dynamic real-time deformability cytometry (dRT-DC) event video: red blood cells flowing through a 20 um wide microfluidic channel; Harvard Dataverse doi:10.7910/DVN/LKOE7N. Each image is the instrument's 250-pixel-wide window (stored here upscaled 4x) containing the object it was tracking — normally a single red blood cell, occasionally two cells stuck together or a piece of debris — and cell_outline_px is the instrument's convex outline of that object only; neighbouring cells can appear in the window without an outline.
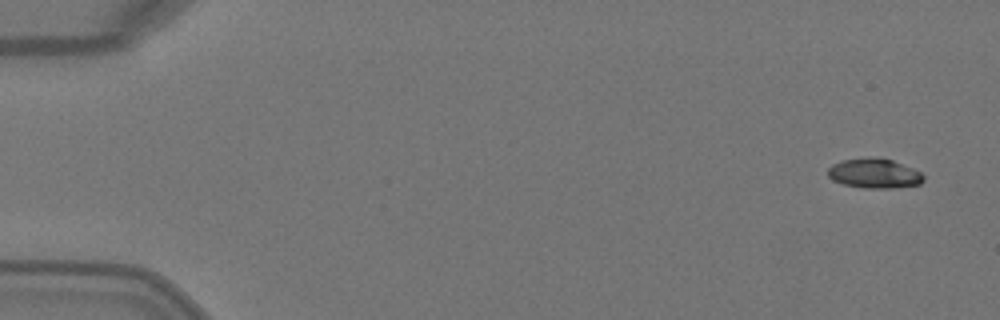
{"species": "Egyptian fruit bat (a non-hibernating species)", "species_latin": "Rousettus aegyptiacus", "temperature_condition": "warm", "stored_images_in_passage": 4, "camera_frame_rate_fps": 3000, "um_per_image_px": 0.085, "animal": {"sex": "female"}, "frame": {"image": 1, "passage_image": 1, "time_ms": 0.0, "image_size_px": [1000, 320], "cell_outline_px": [[924, 180], [920, 184], [896, 188], [864, 188], [844, 184], [832, 180], [828, 176], [828, 168], [832, 164], [844, 160], [868, 156], [876, 156], [892, 160], [912, 168], [920, 172], [924, 176]], "centroid_in_image_um": [74.31, 14.73], "position_along_channel_um": 10.7, "area_um2": 16.7}}
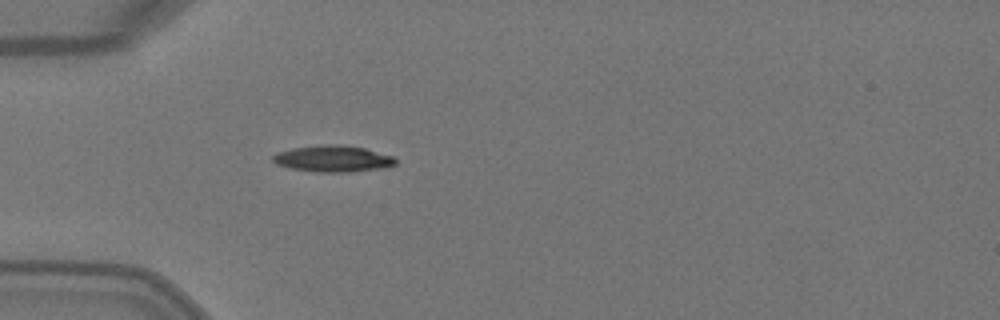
{"frame": {"image": 2, "passage_image": 4, "time_ms": 1.0, "image_size_px": [1000, 320], "cell_outline_px": [[396, 164], [388, 168], [348, 172], [316, 172], [288, 168], [276, 164], [272, 160], [272, 156], [280, 152], [292, 148], [328, 144], [336, 144], [364, 148], [392, 156], [396, 160]], "centroid_in_image_um": [28.31, 13.5], "position_along_channel_um": 56.7, "area_um2": 18.9}}